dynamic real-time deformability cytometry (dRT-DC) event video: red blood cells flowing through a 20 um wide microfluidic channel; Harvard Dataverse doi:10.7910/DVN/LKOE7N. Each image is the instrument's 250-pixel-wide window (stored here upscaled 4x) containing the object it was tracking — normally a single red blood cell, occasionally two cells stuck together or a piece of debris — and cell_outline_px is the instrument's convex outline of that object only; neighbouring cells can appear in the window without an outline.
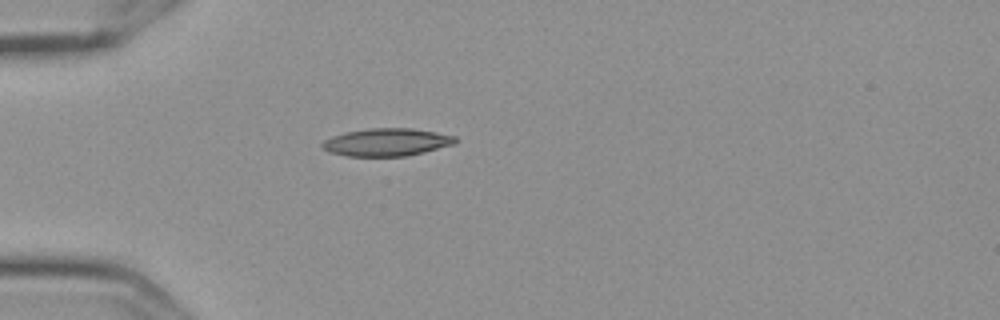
{"species": "Egyptian fruit bat (a non-hibernating species)", "species_latin": "Rousettus aegyptiacus", "temperature_condition": "cold", "stored_images_in_passage": 41, "camera_frame_rate_fps": 3000, "um_per_image_px": 0.085, "frame": {"image": 1, "passage_image": 1, "time_ms": 0.0, "image_size_px": [1000, 320], "cell_outline_px": [[456, 144], [424, 152], [404, 156], [344, 156], [328, 152], [320, 144], [324, 140], [332, 136], [344, 132], [368, 128], [412, 128], [436, 132], [456, 136]], "centroid_in_image_um": [32.86, 12.08], "position_along_channel_um": 52.1, "area_um2": 21.62}}
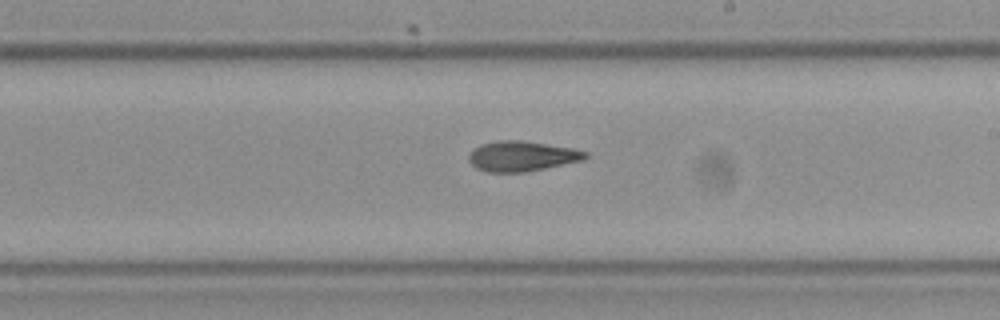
{"frame": {"image": 2, "passage_image": 18, "time_ms": 5.667, "image_size_px": [1000, 320], "cell_outline_px": [[588, 156], [584, 160], [524, 172], [488, 172], [476, 168], [468, 160], [468, 156], [480, 144], [500, 140], [524, 140], [572, 148], [588, 152]], "centroid_in_image_um": [44.37, 13.27], "position_along_channel_um": 244.6, "area_um2": 20.4}}
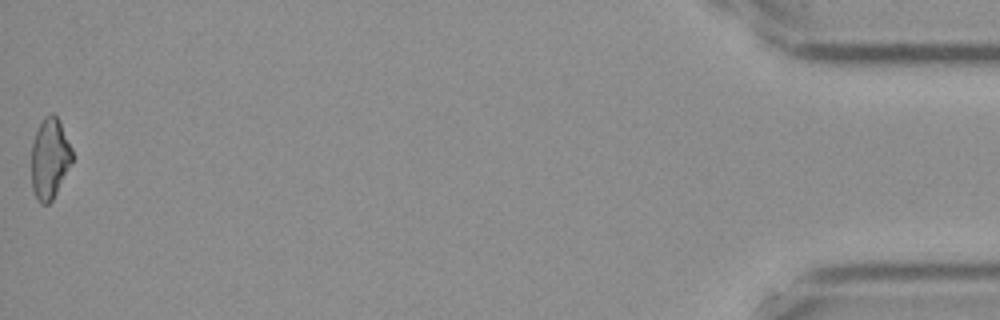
{"frame": {"image": 3, "passage_image": 41, "time_ms": 13.333, "image_size_px": [1000, 320], "cell_outline_px": [[72, 160], [52, 200], [48, 204], [40, 204], [32, 188], [32, 140], [44, 116], [52, 112], [60, 120], [72, 148]], "centroid_in_image_um": [4.22, 13.43], "position_along_channel_um": 431.0, "area_um2": 18.96}, "authors_computed_cell_mechanics": {"area_um2": 20.23, "velocity_mm_per_s": 3.6221, "shape_relaxation_time_tau1_ms": null, "shape_relaxation_time_tau2_ms": 6.505, "deformation_change_tau1": null, "deformation_change_tau2": 0.1518}}